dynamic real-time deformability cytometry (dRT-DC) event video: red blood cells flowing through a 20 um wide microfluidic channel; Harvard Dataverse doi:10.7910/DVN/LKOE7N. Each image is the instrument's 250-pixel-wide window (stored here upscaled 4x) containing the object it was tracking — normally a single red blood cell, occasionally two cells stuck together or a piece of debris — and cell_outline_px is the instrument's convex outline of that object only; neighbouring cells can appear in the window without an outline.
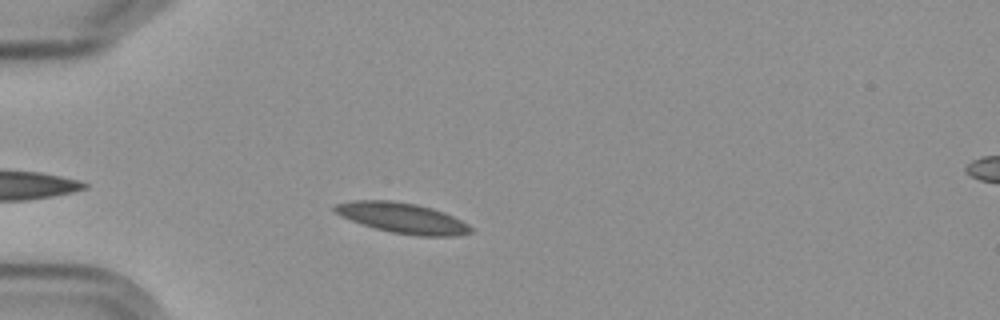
{"species": "Egyptian fruit bat (a non-hibernating species)", "species_latin": "Rousettus aegyptiacus", "temperature_condition": "cold", "stored_images_in_passage": 4, "camera_frame_rate_fps": 3000, "um_per_image_px": 0.085, "frame": {"image": 1, "passage_image": 4, "time_ms": 3.333, "image_size_px": [1000, 320], "cell_outline_px": [[472, 232], [456, 236], [416, 236], [392, 232], [376, 228], [352, 220], [336, 212], [332, 208], [336, 204], [352, 200], [392, 200], [416, 204], [432, 208], [444, 212], [468, 224], [472, 228]], "centroid_in_image_um": [34.24, 18.52], "position_along_channel_um": 50.8, "area_um2": 23.81}}